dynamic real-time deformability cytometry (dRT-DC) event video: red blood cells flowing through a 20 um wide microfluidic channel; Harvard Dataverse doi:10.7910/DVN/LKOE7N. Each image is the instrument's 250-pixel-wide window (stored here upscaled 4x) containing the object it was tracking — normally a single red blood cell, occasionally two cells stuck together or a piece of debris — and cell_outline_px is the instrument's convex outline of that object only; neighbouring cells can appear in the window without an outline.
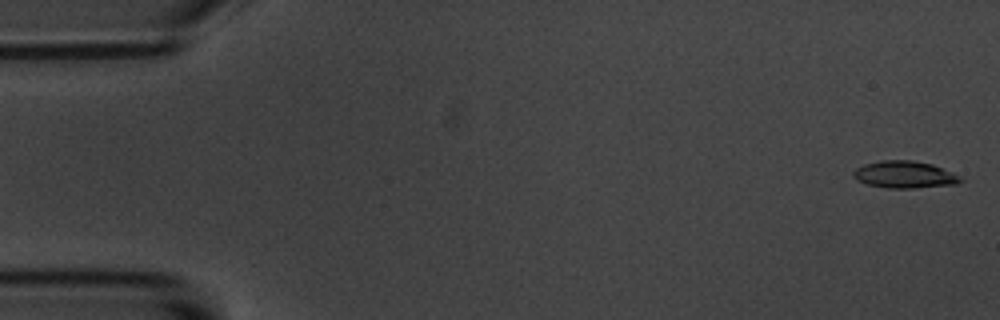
{"species": "common noctule bat (a hibernating species)", "species_latin": "Nyctalus noctula", "temperature_condition": "room temperature", "stored_images_in_passage": 11, "camera_frame_rate_fps": 3000, "um_per_image_px": 0.085, "animal": {"sex": "male", "body_mass_g": 20.1, "forearm_length_mm": 53.5}, "frame": {"image": 1, "passage_image": 1, "time_ms": 0.0, "image_size_px": [1000, 320], "cell_outline_px": [[964, 180], [956, 184], [912, 188], [888, 188], [868, 184], [856, 180], [852, 176], [852, 172], [856, 168], [864, 164], [880, 160], [912, 160], [932, 164], [952, 172], [960, 176]], "centroid_in_image_um": [76.87, 14.83], "position_along_channel_um": 8.1, "area_um2": 16.94}}
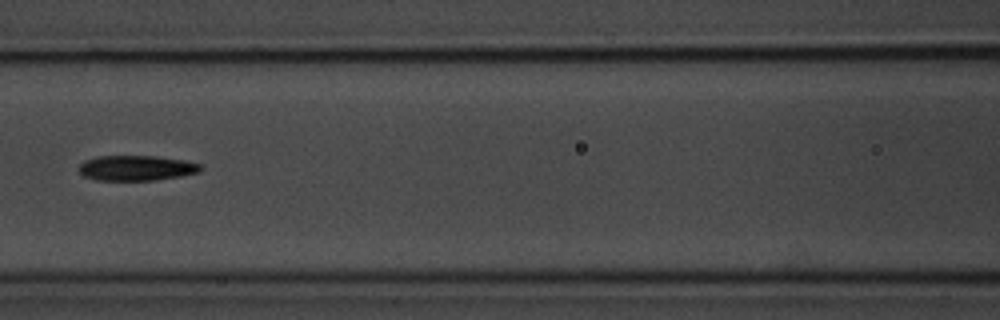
{"frame": {"image": 2, "passage_image": 7, "time_ms": 8.0, "image_size_px": [1000, 320], "cell_outline_px": [[204, 168], [200, 172], [180, 176], [156, 180], [96, 180], [84, 176], [80, 172], [80, 164], [84, 160], [96, 156], [156, 156], [184, 160], [200, 164]], "centroid_in_image_um": [11.61, 14.28], "position_along_channel_um": 155.0, "area_um2": 17.92}}
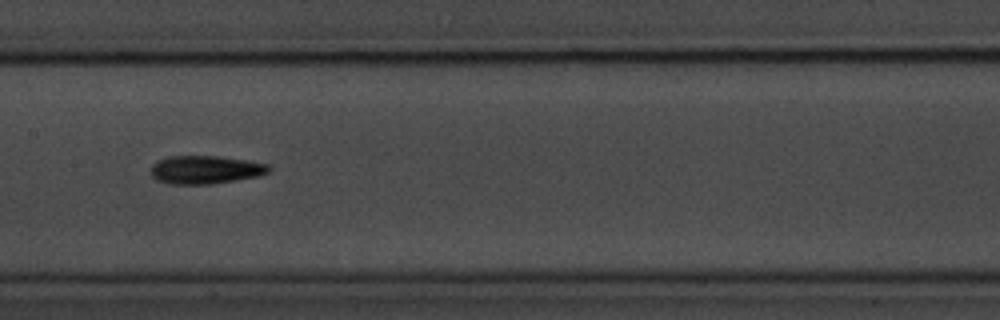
{"frame": {"image": 3, "passage_image": 8, "time_ms": 9.0, "image_size_px": [1000, 320], "cell_outline_px": [[272, 168], [268, 172], [256, 176], [212, 184], [168, 184], [156, 180], [152, 176], [152, 164], [156, 160], [168, 156], [216, 156], [248, 160], [268, 164]], "centroid_in_image_um": [17.43, 14.42], "position_along_channel_um": 190.0, "area_um2": 19.42}}